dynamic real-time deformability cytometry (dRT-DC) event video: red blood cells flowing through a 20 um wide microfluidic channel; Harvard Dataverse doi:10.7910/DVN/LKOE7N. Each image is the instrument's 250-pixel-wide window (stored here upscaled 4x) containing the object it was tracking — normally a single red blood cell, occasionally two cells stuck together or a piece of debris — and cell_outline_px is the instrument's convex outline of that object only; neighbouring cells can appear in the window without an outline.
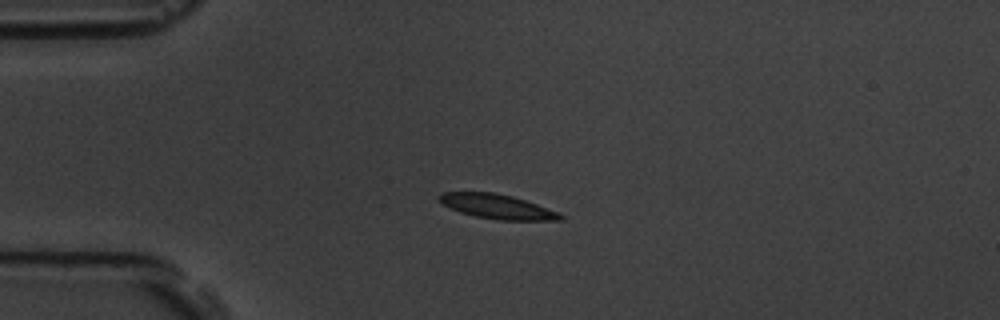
{"species": "common noctule bat (a hibernating species)", "species_latin": "Nyctalus noctula", "temperature_condition": "room temperature", "stored_images_in_passage": 6, "camera_frame_rate_fps": 3000, "um_per_image_px": 0.085, "animal": {"sex": "male", "body_mass_g": 19.5, "forearm_length_mm": 54.6}, "frame": {"image": 1, "passage_image": 4, "time_ms": 3.333, "image_size_px": [1000, 320], "cell_outline_px": [[564, 220], [500, 220], [476, 216], [460, 212], [444, 204], [436, 196], [440, 192], [492, 192], [512, 196], [560, 212], [564, 216]], "centroid_in_image_um": [42.28, 17.55], "position_along_channel_um": 42.7, "area_um2": 17.17}}
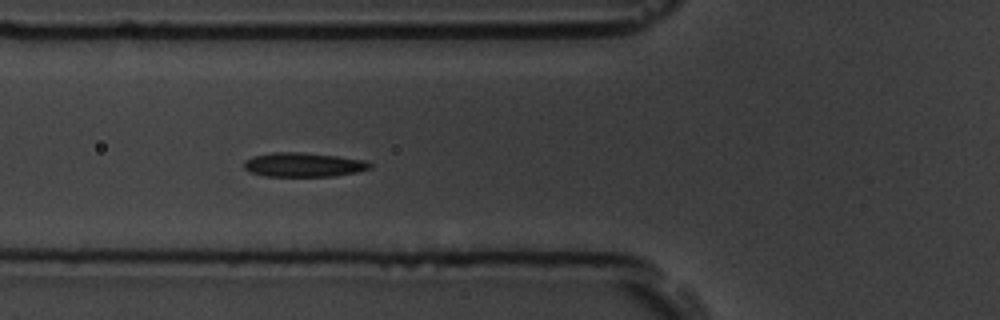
{"frame": {"image": 2, "passage_image": 6, "time_ms": 5.667, "image_size_px": [1000, 320], "cell_outline_px": [[372, 168], [356, 172], [336, 176], [264, 176], [252, 172], [244, 168], [244, 160], [252, 156], [272, 152], [304, 152], [336, 156], [364, 160], [372, 164]], "centroid_in_image_um": [25.79, 14.0], "position_along_channel_um": 100.0, "area_um2": 17.8}}